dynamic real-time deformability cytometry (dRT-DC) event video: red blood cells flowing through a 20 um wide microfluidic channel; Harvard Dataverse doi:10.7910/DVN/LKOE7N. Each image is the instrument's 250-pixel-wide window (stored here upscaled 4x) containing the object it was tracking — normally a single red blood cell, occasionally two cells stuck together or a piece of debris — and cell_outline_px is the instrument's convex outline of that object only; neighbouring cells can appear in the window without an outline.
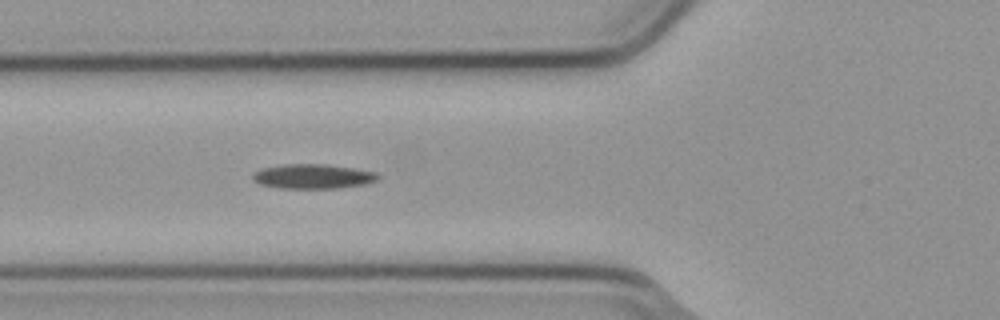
{"species": "common noctule bat (a hibernating species)", "species_latin": "Nyctalus noctula", "temperature_condition": "cold", "stored_images_in_passage": 5, "camera_frame_rate_fps": 3000, "um_per_image_px": 0.085, "animal": {"sex": "male", "body_mass_g": 23.1, "forearm_length_mm": 52.7}, "frame": {"image": 1, "passage_image": 5, "time_ms": 1.333, "image_size_px": [1000, 320], "cell_outline_px": [[380, 176], [376, 180], [364, 184], [336, 188], [276, 188], [260, 184], [252, 180], [252, 176], [256, 172], [264, 168], [284, 164], [324, 164], [352, 168], [376, 172]], "centroid_in_image_um": [26.58, 14.99], "position_along_channel_um": 99.2, "area_um2": 17.74}}